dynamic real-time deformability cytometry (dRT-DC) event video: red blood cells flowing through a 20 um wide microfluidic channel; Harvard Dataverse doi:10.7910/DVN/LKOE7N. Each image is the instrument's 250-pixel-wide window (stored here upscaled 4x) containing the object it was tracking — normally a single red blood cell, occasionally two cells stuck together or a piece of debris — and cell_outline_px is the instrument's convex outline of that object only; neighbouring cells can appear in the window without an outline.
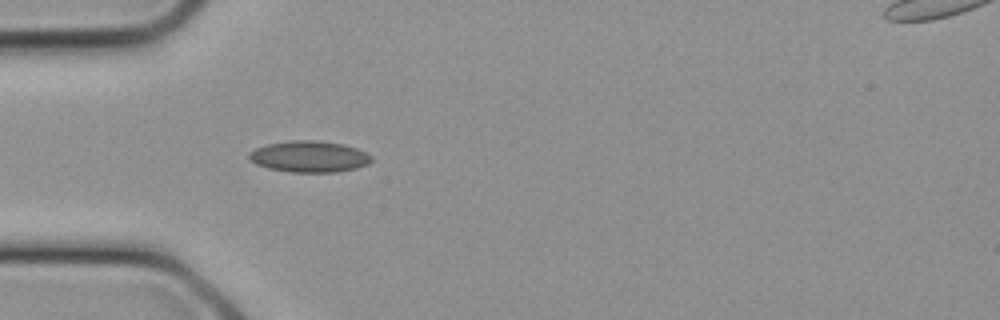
{"species": "common noctule bat (a hibernating species)", "species_latin": "Nyctalus noctula", "temperature_condition": "cold", "stored_images_in_passage": 7, "camera_frame_rate_fps": 3000, "um_per_image_px": 0.085, "animal": {"sex": "female", "body_mass_g": 21.9}, "frame": {"image": 1, "passage_image": 7, "time_ms": 2.0, "image_size_px": [1000, 320], "cell_outline_px": [[372, 160], [368, 164], [356, 168], [336, 172], [292, 172], [268, 168], [256, 164], [248, 160], [248, 152], [256, 148], [268, 144], [292, 140], [316, 140], [344, 144], [356, 148], [372, 156]], "centroid_in_image_um": [26.27, 13.31], "position_along_channel_um": 58.7, "area_um2": 22.37}}